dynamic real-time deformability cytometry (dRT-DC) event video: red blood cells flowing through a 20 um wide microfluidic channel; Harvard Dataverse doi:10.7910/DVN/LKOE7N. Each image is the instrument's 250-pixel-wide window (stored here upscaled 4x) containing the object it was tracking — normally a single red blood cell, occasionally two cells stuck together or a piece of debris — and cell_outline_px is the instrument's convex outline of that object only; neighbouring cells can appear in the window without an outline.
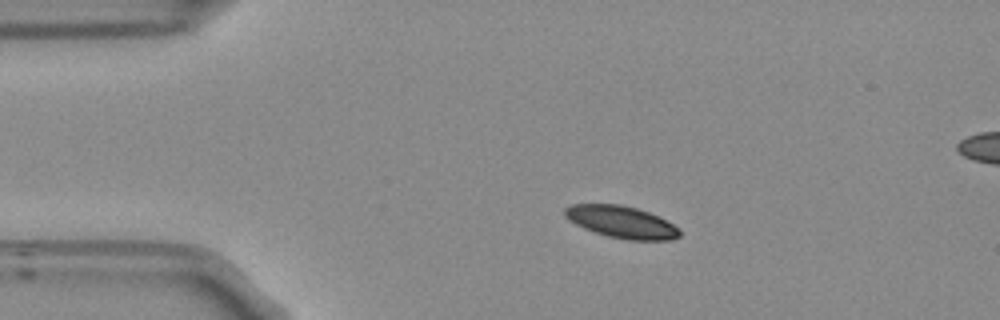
{"species": "Egyptian fruit bat (a non-hibernating species)", "species_latin": "Rousettus aegyptiacus", "temperature_condition": "room temperature", "stored_images_in_passage": 16, "camera_frame_rate_fps": 3000, "um_per_image_px": 0.085, "frame": {"image": 1, "passage_image": 10, "time_ms": 3.0, "image_size_px": [1000, 320], "cell_outline_px": [[680, 236], [672, 240], [628, 240], [608, 236], [584, 228], [568, 220], [564, 216], [564, 208], [572, 204], [620, 204], [636, 208], [648, 212], [680, 228]], "centroid_in_image_um": [52.81, 18.87], "position_along_channel_um": 32.2, "area_um2": 21.33}}